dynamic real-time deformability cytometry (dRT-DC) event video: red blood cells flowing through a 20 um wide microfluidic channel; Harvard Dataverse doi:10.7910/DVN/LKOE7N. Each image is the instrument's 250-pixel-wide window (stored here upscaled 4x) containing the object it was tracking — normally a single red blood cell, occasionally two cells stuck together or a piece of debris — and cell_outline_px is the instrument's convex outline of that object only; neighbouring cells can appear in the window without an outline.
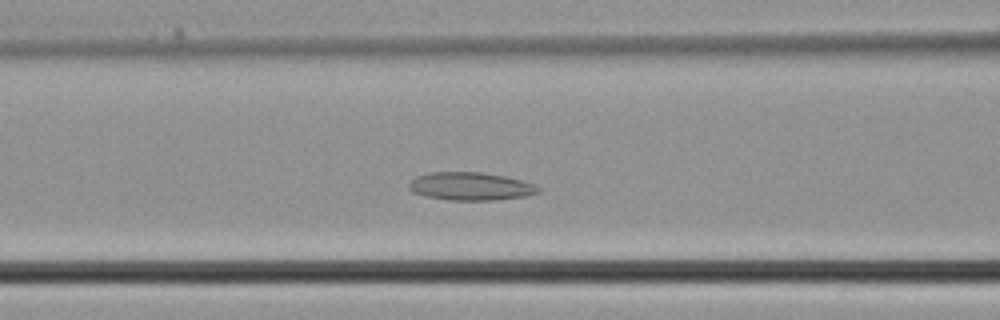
{"species": "common noctule bat (a hibernating species)", "species_latin": "Nyctalus noctula", "temperature_condition": "cold", "stored_images_in_passage": 34, "camera_frame_rate_fps": 3000, "um_per_image_px": 0.085, "animal": {"sex": "male", "body_mass_g": 21.5, "forearm_length_mm": 52.0}, "frame": {"image": 1, "passage_image": 12, "time_ms": 3.667, "image_size_px": [1000, 320], "cell_outline_px": [[540, 192], [528, 196], [496, 200], [448, 200], [424, 196], [412, 192], [408, 188], [408, 184], [416, 176], [428, 172], [480, 172], [504, 176], [536, 184], [540, 188]], "centroid_in_image_um": [39.99, 15.84], "position_along_channel_um": 126.6, "area_um2": 21.33}}
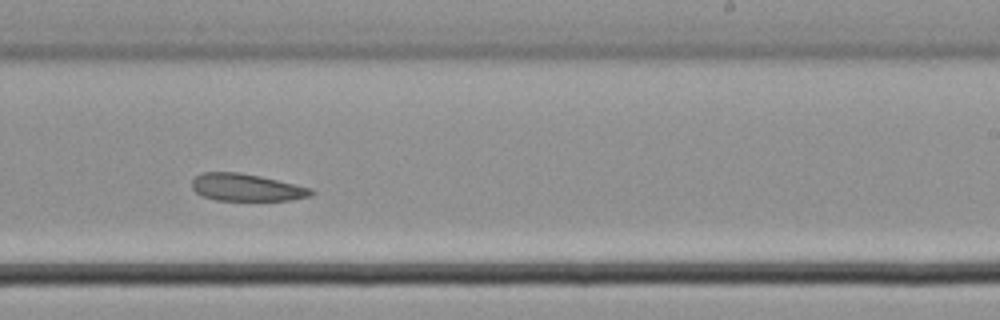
{"frame": {"image": 2, "passage_image": 20, "time_ms": 6.333, "image_size_px": [1000, 320], "cell_outline_px": [[316, 192], [312, 196], [292, 200], [216, 200], [204, 196], [196, 192], [192, 188], [192, 180], [200, 172], [240, 172], [260, 176], [312, 188]], "centroid_in_image_um": [20.97, 15.93], "position_along_channel_um": 268.0, "area_um2": 19.02}}
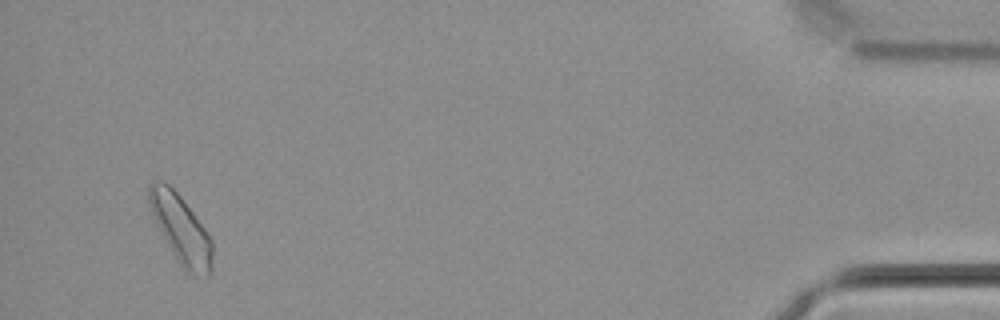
{"frame": {"image": 3, "passage_image": 33, "time_ms": 10.667, "image_size_px": [1000, 320], "cell_outline_px": [[212, 272], [208, 276], [188, 272], [180, 264], [160, 228], [152, 212], [148, 200], [148, 184], [156, 180], [164, 180], [180, 196], [204, 228], [212, 240]], "centroid_in_image_um": [15.39, 19.44], "position_along_channel_um": 419.8, "area_um2": 24.28}}